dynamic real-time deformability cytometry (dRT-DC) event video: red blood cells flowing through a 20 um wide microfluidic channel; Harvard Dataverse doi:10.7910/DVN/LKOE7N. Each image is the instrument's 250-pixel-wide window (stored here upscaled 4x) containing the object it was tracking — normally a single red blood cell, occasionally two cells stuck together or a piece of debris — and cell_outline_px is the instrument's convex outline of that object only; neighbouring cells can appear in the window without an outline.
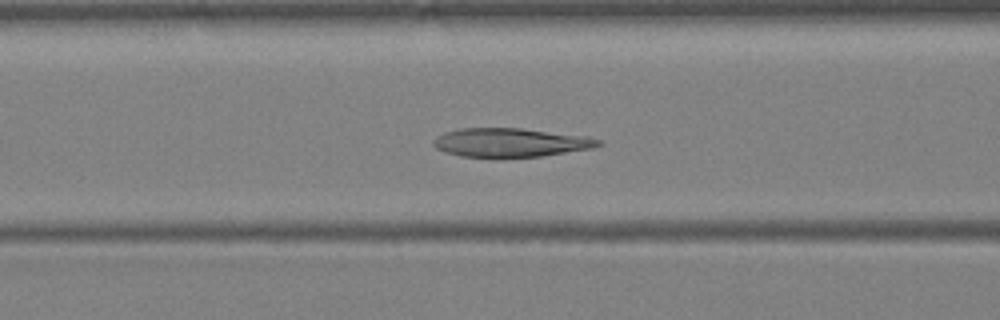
{"species": "Egyptian fruit bat (a non-hibernating species)", "species_latin": "Rousettus aegyptiacus", "temperature_condition": "warm", "stored_images_in_passage": 37, "camera_frame_rate_fps": 3000, "um_per_image_px": 0.085, "animal": {"sex": "female"}, "frame": {"image": 1, "passage_image": 14, "time_ms": 4.333, "image_size_px": [1000, 320], "cell_outline_px": [[604, 144], [592, 148], [540, 156], [460, 156], [444, 152], [436, 148], [432, 144], [432, 140], [444, 132], [460, 128], [520, 128], [588, 136], [600, 140]], "centroid_in_image_um": [43.38, 12.1], "position_along_channel_um": 123.2, "area_um2": 27.4}}
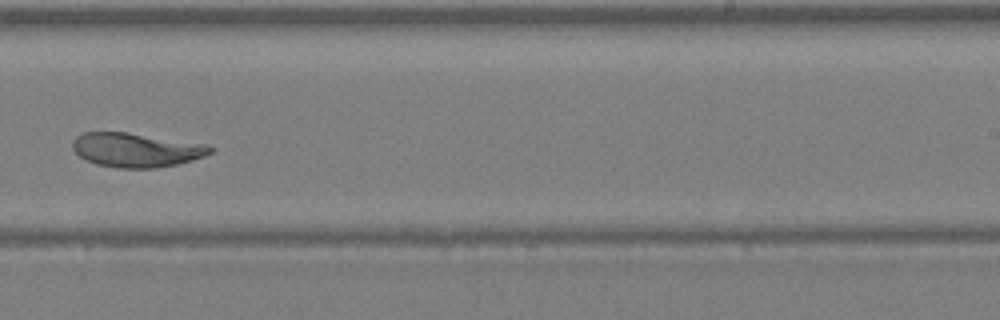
{"frame": {"image": 2, "passage_image": 23, "time_ms": 7.333, "image_size_px": [1000, 320], "cell_outline_px": [[216, 148], [212, 152], [204, 156], [192, 160], [176, 164], [156, 168], [120, 168], [96, 164], [80, 156], [72, 148], [72, 140], [80, 132], [124, 132], [208, 144]], "centroid_in_image_um": [11.58, 12.74], "position_along_channel_um": 277.4, "area_um2": 27.4}}
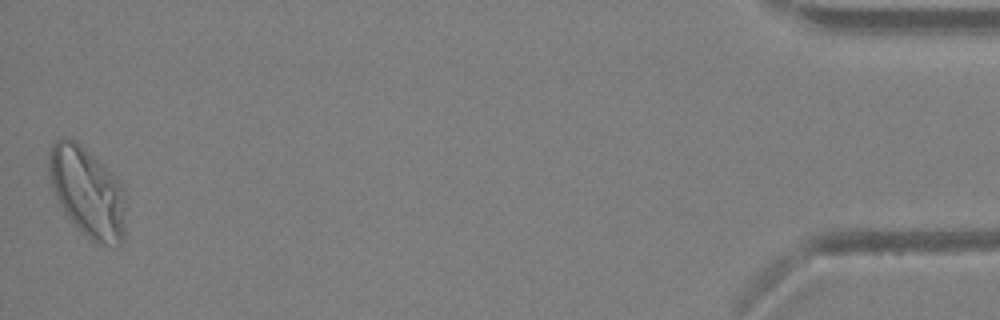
{"frame": {"image": 3, "passage_image": 37, "time_ms": 12.0, "image_size_px": [1000, 320], "cell_outline_px": [[124, 240], [116, 248], [96, 244], [64, 212], [56, 196], [48, 176], [48, 152], [52, 144], [56, 140], [64, 136], [76, 140], [112, 172], [116, 176], [124, 192]], "centroid_in_image_um": [7.43, 16.31], "position_along_channel_um": 427.8, "area_um2": 40.34}}